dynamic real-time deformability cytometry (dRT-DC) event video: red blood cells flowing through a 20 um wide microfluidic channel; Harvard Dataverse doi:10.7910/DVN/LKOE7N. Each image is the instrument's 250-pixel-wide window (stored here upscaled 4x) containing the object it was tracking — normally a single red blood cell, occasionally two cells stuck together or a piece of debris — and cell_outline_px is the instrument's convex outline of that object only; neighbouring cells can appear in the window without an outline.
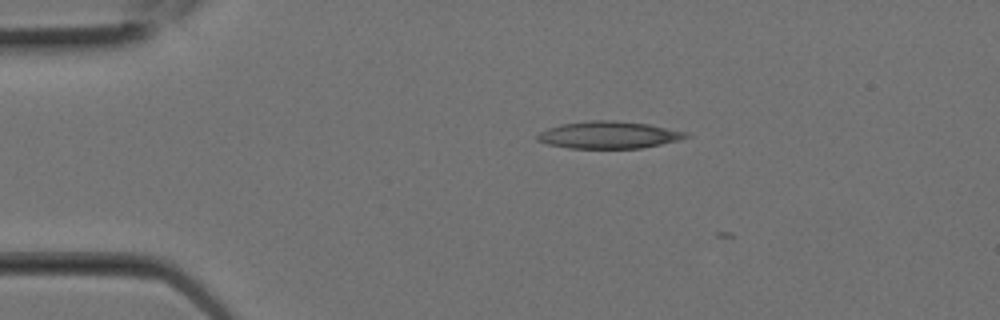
{"species": "Egyptian fruit bat (a non-hibernating species)", "species_latin": "Rousettus aegyptiacus", "temperature_condition": "room temperature", "stored_images_in_passage": 2, "camera_frame_rate_fps": 3000, "um_per_image_px": 0.085, "animal": {"sex": "female"}, "frame": {"image": 1, "passage_image": 1, "time_ms": 0.0, "image_size_px": [1000, 320], "cell_outline_px": [[692, 136], [680, 140], [640, 148], [568, 148], [548, 144], [536, 140], [536, 136], [540, 132], [548, 128], [560, 124], [592, 120], [616, 120], [648, 124], [688, 132]], "centroid_in_image_um": [51.76, 11.46], "position_along_channel_um": 33.2, "area_um2": 23.58}}